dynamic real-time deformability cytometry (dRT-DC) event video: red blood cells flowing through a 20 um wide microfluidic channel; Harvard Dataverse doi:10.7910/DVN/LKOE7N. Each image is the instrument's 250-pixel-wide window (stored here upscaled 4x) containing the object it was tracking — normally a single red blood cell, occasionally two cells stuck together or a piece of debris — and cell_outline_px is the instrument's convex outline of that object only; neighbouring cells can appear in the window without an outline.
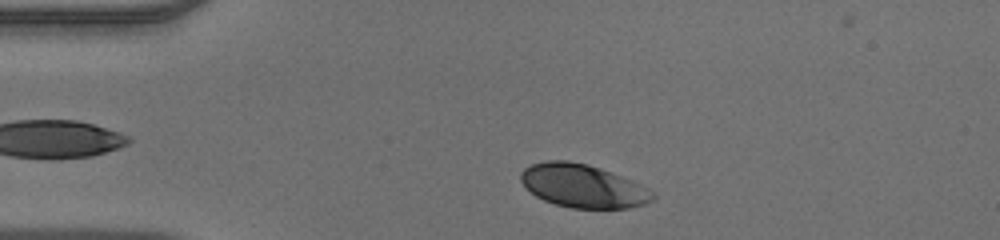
{"species": "human", "species_latin": "Homo sapiens", "temperature_condition": "warm", "stored_images_in_passage": 34, "camera_frame_rate_fps": 3000, "um_per_image_px": 0.085, "donor": {"sex": "male"}, "frame": {"image": 1, "passage_image": 2, "time_ms": 0.333, "image_size_px": [1000, 240], "cell_outline_px": [[656, 196], [652, 200], [644, 204], [628, 208], [572, 208], [556, 204], [544, 200], [536, 196], [520, 180], [520, 172], [524, 168], [532, 164], [544, 160], [568, 160], [588, 164], [600, 168], [632, 180], [648, 188]], "centroid_in_image_um": [49.54, 15.79], "position_along_channel_um": 35.5, "area_um2": 33.18}}
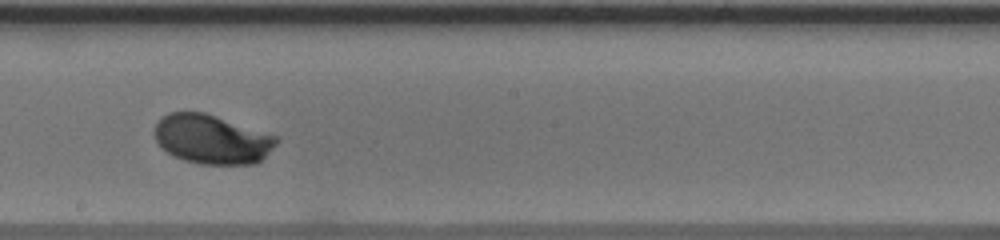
{"frame": {"image": 2, "passage_image": 19, "time_ms": 6.0, "image_size_px": [1000, 240], "cell_outline_px": [[276, 144], [256, 164], [200, 164], [184, 160], [172, 156], [156, 140], [152, 132], [156, 124], [168, 112], [204, 112], [276, 136]], "centroid_in_image_um": [17.96, 11.84], "position_along_channel_um": 230.2, "area_um2": 34.51}}
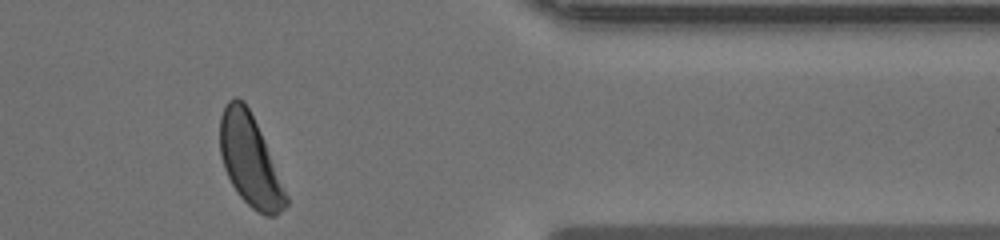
{"frame": {"image": 3, "passage_image": 32, "time_ms": 10.333, "image_size_px": [1000, 240], "cell_outline_px": [[288, 204], [276, 216], [264, 216], [256, 212], [236, 192], [224, 168], [220, 156], [220, 116], [224, 104], [232, 96], [236, 96], [244, 100], [260, 132], [288, 196]], "centroid_in_image_um": [21.22, 13.64], "position_along_channel_um": 390.2, "area_um2": 34.8}}